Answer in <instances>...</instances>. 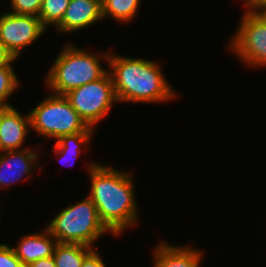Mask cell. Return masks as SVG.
Wrapping results in <instances>:
<instances>
[{
  "mask_svg": "<svg viewBox=\"0 0 266 267\" xmlns=\"http://www.w3.org/2000/svg\"><path fill=\"white\" fill-rule=\"evenodd\" d=\"M43 233L24 235L17 247H13L16 256L24 266L42 258L52 257L58 243L45 228Z\"/></svg>",
  "mask_w": 266,
  "mask_h": 267,
  "instance_id": "7c38bea8",
  "label": "cell"
},
{
  "mask_svg": "<svg viewBox=\"0 0 266 267\" xmlns=\"http://www.w3.org/2000/svg\"><path fill=\"white\" fill-rule=\"evenodd\" d=\"M14 59L15 57L0 42V67L8 66Z\"/></svg>",
  "mask_w": 266,
  "mask_h": 267,
  "instance_id": "7402d4cb",
  "label": "cell"
},
{
  "mask_svg": "<svg viewBox=\"0 0 266 267\" xmlns=\"http://www.w3.org/2000/svg\"><path fill=\"white\" fill-rule=\"evenodd\" d=\"M31 129L30 115L23 116L12 106L0 123V152L22 150Z\"/></svg>",
  "mask_w": 266,
  "mask_h": 267,
  "instance_id": "8fae6325",
  "label": "cell"
},
{
  "mask_svg": "<svg viewBox=\"0 0 266 267\" xmlns=\"http://www.w3.org/2000/svg\"><path fill=\"white\" fill-rule=\"evenodd\" d=\"M156 248V249H155ZM153 250V267H199L202 251L188 246L160 242Z\"/></svg>",
  "mask_w": 266,
  "mask_h": 267,
  "instance_id": "4fadbf2b",
  "label": "cell"
},
{
  "mask_svg": "<svg viewBox=\"0 0 266 267\" xmlns=\"http://www.w3.org/2000/svg\"><path fill=\"white\" fill-rule=\"evenodd\" d=\"M230 49L249 67L266 66V18L246 7Z\"/></svg>",
  "mask_w": 266,
  "mask_h": 267,
  "instance_id": "52a82bcc",
  "label": "cell"
},
{
  "mask_svg": "<svg viewBox=\"0 0 266 267\" xmlns=\"http://www.w3.org/2000/svg\"><path fill=\"white\" fill-rule=\"evenodd\" d=\"M70 0H42L38 17L47 29L48 25L57 26L63 19Z\"/></svg>",
  "mask_w": 266,
  "mask_h": 267,
  "instance_id": "e0dca14e",
  "label": "cell"
},
{
  "mask_svg": "<svg viewBox=\"0 0 266 267\" xmlns=\"http://www.w3.org/2000/svg\"><path fill=\"white\" fill-rule=\"evenodd\" d=\"M99 57L69 44L55 59L45 84L54 90L52 94L65 95L84 84L99 80L109 71L101 66Z\"/></svg>",
  "mask_w": 266,
  "mask_h": 267,
  "instance_id": "3957f363",
  "label": "cell"
},
{
  "mask_svg": "<svg viewBox=\"0 0 266 267\" xmlns=\"http://www.w3.org/2000/svg\"><path fill=\"white\" fill-rule=\"evenodd\" d=\"M93 249L87 245L57 243L53 259L56 267H81L84 258Z\"/></svg>",
  "mask_w": 266,
  "mask_h": 267,
  "instance_id": "9a60e30c",
  "label": "cell"
},
{
  "mask_svg": "<svg viewBox=\"0 0 266 267\" xmlns=\"http://www.w3.org/2000/svg\"><path fill=\"white\" fill-rule=\"evenodd\" d=\"M11 9L14 14L33 15L38 17L42 0H10Z\"/></svg>",
  "mask_w": 266,
  "mask_h": 267,
  "instance_id": "d6986e66",
  "label": "cell"
},
{
  "mask_svg": "<svg viewBox=\"0 0 266 267\" xmlns=\"http://www.w3.org/2000/svg\"><path fill=\"white\" fill-rule=\"evenodd\" d=\"M16 58L8 65L0 67V102L6 103L7 99L15 92L19 85V79L13 70L12 64Z\"/></svg>",
  "mask_w": 266,
  "mask_h": 267,
  "instance_id": "ac0fdd59",
  "label": "cell"
},
{
  "mask_svg": "<svg viewBox=\"0 0 266 267\" xmlns=\"http://www.w3.org/2000/svg\"><path fill=\"white\" fill-rule=\"evenodd\" d=\"M88 127L94 129L117 103L109 72L99 80L75 88L64 95Z\"/></svg>",
  "mask_w": 266,
  "mask_h": 267,
  "instance_id": "8992f818",
  "label": "cell"
},
{
  "mask_svg": "<svg viewBox=\"0 0 266 267\" xmlns=\"http://www.w3.org/2000/svg\"><path fill=\"white\" fill-rule=\"evenodd\" d=\"M46 32L39 17L10 12L0 15V42L18 59L24 47Z\"/></svg>",
  "mask_w": 266,
  "mask_h": 267,
  "instance_id": "ba28073f",
  "label": "cell"
},
{
  "mask_svg": "<svg viewBox=\"0 0 266 267\" xmlns=\"http://www.w3.org/2000/svg\"><path fill=\"white\" fill-rule=\"evenodd\" d=\"M81 267H106L98 251L94 248L83 260Z\"/></svg>",
  "mask_w": 266,
  "mask_h": 267,
  "instance_id": "44dd1931",
  "label": "cell"
},
{
  "mask_svg": "<svg viewBox=\"0 0 266 267\" xmlns=\"http://www.w3.org/2000/svg\"><path fill=\"white\" fill-rule=\"evenodd\" d=\"M25 267H56L53 256L39 259L35 262L28 264Z\"/></svg>",
  "mask_w": 266,
  "mask_h": 267,
  "instance_id": "cb8c5ba5",
  "label": "cell"
},
{
  "mask_svg": "<svg viewBox=\"0 0 266 267\" xmlns=\"http://www.w3.org/2000/svg\"><path fill=\"white\" fill-rule=\"evenodd\" d=\"M29 115L31 130L56 141L62 136L84 132L88 128L64 95L50 93Z\"/></svg>",
  "mask_w": 266,
  "mask_h": 267,
  "instance_id": "5b68a950",
  "label": "cell"
},
{
  "mask_svg": "<svg viewBox=\"0 0 266 267\" xmlns=\"http://www.w3.org/2000/svg\"><path fill=\"white\" fill-rule=\"evenodd\" d=\"M244 5L249 9L260 13L264 8H266V0H245Z\"/></svg>",
  "mask_w": 266,
  "mask_h": 267,
  "instance_id": "603a6c76",
  "label": "cell"
},
{
  "mask_svg": "<svg viewBox=\"0 0 266 267\" xmlns=\"http://www.w3.org/2000/svg\"><path fill=\"white\" fill-rule=\"evenodd\" d=\"M93 132V128L88 127L84 132L60 137L54 145L55 154L57 156H60L59 161L63 163V161L67 160L68 157L70 159H74L73 157L77 158L81 153V149L79 146L82 145L84 147H88V143H90L91 141Z\"/></svg>",
  "mask_w": 266,
  "mask_h": 267,
  "instance_id": "5bb4252c",
  "label": "cell"
},
{
  "mask_svg": "<svg viewBox=\"0 0 266 267\" xmlns=\"http://www.w3.org/2000/svg\"><path fill=\"white\" fill-rule=\"evenodd\" d=\"M31 149V150H30ZM33 148L0 153V188L8 187L24 176H29L39 156Z\"/></svg>",
  "mask_w": 266,
  "mask_h": 267,
  "instance_id": "9c48e42d",
  "label": "cell"
},
{
  "mask_svg": "<svg viewBox=\"0 0 266 267\" xmlns=\"http://www.w3.org/2000/svg\"><path fill=\"white\" fill-rule=\"evenodd\" d=\"M87 168L91 176L88 197L97 208L101 222L112 235L119 236L138 220L133 176L97 162Z\"/></svg>",
  "mask_w": 266,
  "mask_h": 267,
  "instance_id": "6da1fadb",
  "label": "cell"
},
{
  "mask_svg": "<svg viewBox=\"0 0 266 267\" xmlns=\"http://www.w3.org/2000/svg\"><path fill=\"white\" fill-rule=\"evenodd\" d=\"M46 229L58 243L87 245L92 248L101 235L110 232L101 222L97 208L88 196L61 210Z\"/></svg>",
  "mask_w": 266,
  "mask_h": 267,
  "instance_id": "277c9868",
  "label": "cell"
},
{
  "mask_svg": "<svg viewBox=\"0 0 266 267\" xmlns=\"http://www.w3.org/2000/svg\"><path fill=\"white\" fill-rule=\"evenodd\" d=\"M260 13L266 18V8H264Z\"/></svg>",
  "mask_w": 266,
  "mask_h": 267,
  "instance_id": "484cf974",
  "label": "cell"
},
{
  "mask_svg": "<svg viewBox=\"0 0 266 267\" xmlns=\"http://www.w3.org/2000/svg\"><path fill=\"white\" fill-rule=\"evenodd\" d=\"M0 267H25L16 256L13 248L0 243Z\"/></svg>",
  "mask_w": 266,
  "mask_h": 267,
  "instance_id": "ffe728a7",
  "label": "cell"
},
{
  "mask_svg": "<svg viewBox=\"0 0 266 267\" xmlns=\"http://www.w3.org/2000/svg\"><path fill=\"white\" fill-rule=\"evenodd\" d=\"M12 107L11 104L1 103L0 102V123L4 114Z\"/></svg>",
  "mask_w": 266,
  "mask_h": 267,
  "instance_id": "d4e9b609",
  "label": "cell"
},
{
  "mask_svg": "<svg viewBox=\"0 0 266 267\" xmlns=\"http://www.w3.org/2000/svg\"><path fill=\"white\" fill-rule=\"evenodd\" d=\"M140 0H102L103 18L110 16L118 22H129L136 17Z\"/></svg>",
  "mask_w": 266,
  "mask_h": 267,
  "instance_id": "2e32d148",
  "label": "cell"
},
{
  "mask_svg": "<svg viewBox=\"0 0 266 267\" xmlns=\"http://www.w3.org/2000/svg\"><path fill=\"white\" fill-rule=\"evenodd\" d=\"M106 55V56H105ZM118 102H165L176 97L158 63L143 58L104 54Z\"/></svg>",
  "mask_w": 266,
  "mask_h": 267,
  "instance_id": "7a4b0ae2",
  "label": "cell"
},
{
  "mask_svg": "<svg viewBox=\"0 0 266 267\" xmlns=\"http://www.w3.org/2000/svg\"><path fill=\"white\" fill-rule=\"evenodd\" d=\"M103 19L102 0H70L62 21L56 26L61 33H71Z\"/></svg>",
  "mask_w": 266,
  "mask_h": 267,
  "instance_id": "30bf717a",
  "label": "cell"
}]
</instances>
